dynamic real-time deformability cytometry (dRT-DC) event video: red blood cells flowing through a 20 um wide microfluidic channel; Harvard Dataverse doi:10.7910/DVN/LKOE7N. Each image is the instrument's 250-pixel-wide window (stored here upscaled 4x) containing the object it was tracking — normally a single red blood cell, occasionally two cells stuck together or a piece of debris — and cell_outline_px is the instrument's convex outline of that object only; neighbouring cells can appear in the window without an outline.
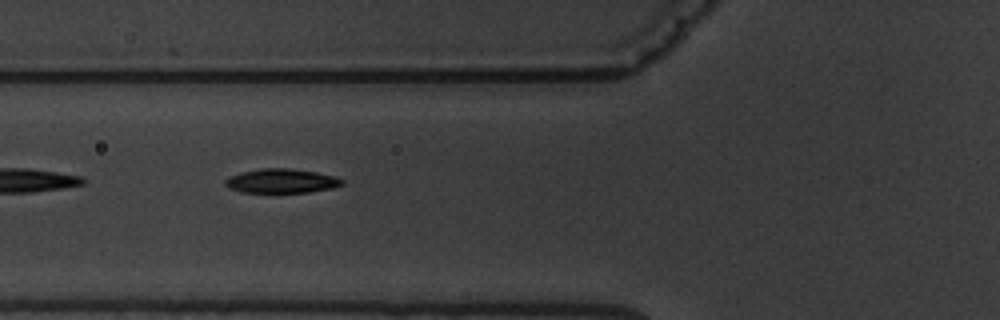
{"species": "common noctule bat (a hibernating species)", "species_latin": "Nyctalus noctula", "temperature_condition": "warm", "stored_images_in_passage": 4, "camera_frame_rate_fps": 3000, "um_per_image_px": 0.085, "animal": {"sex": "male", "body_mass_g": 19.5, "forearm_length_mm": 54.6}, "frame": {"image": 1, "passage_image": 3, "time_ms": 2.333, "image_size_px": [1000, 320], "cell_outline_px": [[344, 184], [332, 188], [308, 192], [244, 192], [228, 188], [224, 184], [224, 180], [228, 176], [240, 172], [260, 168], [288, 168], [316, 172], [336, 176], [344, 180]], "centroid_in_image_um": [23.91, 15.37], "position_along_channel_um": 101.9, "area_um2": 16.59}}